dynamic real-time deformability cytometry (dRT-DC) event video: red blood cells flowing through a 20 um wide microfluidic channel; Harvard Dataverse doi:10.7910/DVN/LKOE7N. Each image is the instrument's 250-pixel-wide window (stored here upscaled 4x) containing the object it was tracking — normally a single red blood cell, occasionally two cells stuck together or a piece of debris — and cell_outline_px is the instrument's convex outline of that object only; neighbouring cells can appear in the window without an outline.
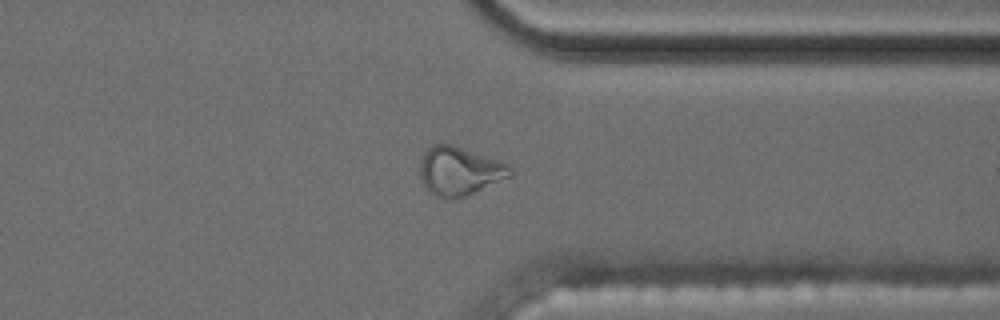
{"species": "common noctule bat (a hibernating species)", "species_latin": "Nyctalus noctula", "temperature_condition": "cold", "stored_images_in_passage": 58, "camera_frame_rate_fps": 3000, "um_per_image_px": 0.085, "animal": {"sex": "male", "body_mass_g": 17.5, "forearm_length_mm": 52.3}, "frame": {"image": 1, "passage_image": 45, "time_ms": 14.667, "image_size_px": [1000, 320], "cell_outline_px": [[512, 176], [468, 196], [456, 200], [452, 200], [436, 196], [428, 192], [420, 176], [420, 156], [432, 144], [452, 144], [500, 160], [508, 164], [512, 168]], "centroid_in_image_um": [39.06, 14.56], "position_along_channel_um": 372.3, "area_um2": 26.13}}
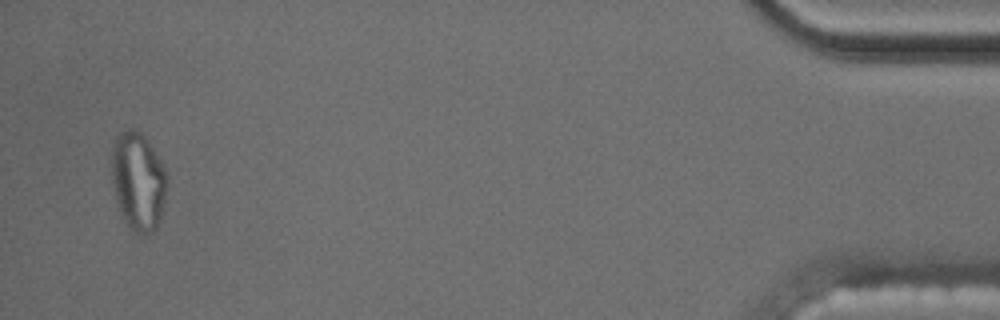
{"frame": {"image": 2, "passage_image": 56, "time_ms": 18.333, "image_size_px": [1000, 320], "cell_outline_px": [[168, 184], [160, 216], [156, 228], [152, 232], [136, 232], [124, 220], [116, 204], [112, 184], [112, 148], [116, 136], [120, 132], [128, 128], [136, 128], [152, 144], [164, 164], [168, 176]], "centroid_in_image_um": [11.75, 15.33], "position_along_channel_um": 423.5, "area_um2": 32.02}, "authors_computed_cell_mechanics": {"area_um2": 17.051, "velocity_mm_per_s": 3.5518, "shape_relaxation_time_tau1_ms": null, "shape_relaxation_time_tau2_ms": 3.5127, "deformation_change_tau1": null, "deformation_change_tau2": 0.1231}}